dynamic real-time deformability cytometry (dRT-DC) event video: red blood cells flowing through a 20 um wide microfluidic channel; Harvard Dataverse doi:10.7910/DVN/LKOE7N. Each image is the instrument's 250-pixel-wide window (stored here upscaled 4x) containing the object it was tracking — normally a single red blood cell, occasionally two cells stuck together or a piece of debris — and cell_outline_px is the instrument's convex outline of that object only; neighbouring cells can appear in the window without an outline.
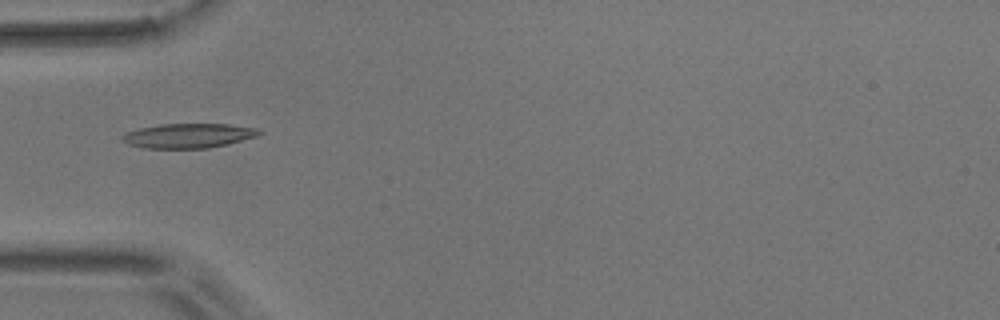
{"species": "common noctule bat (a hibernating species)", "species_latin": "Nyctalus noctula", "temperature_condition": "room temperature", "stored_images_in_passage": 5, "camera_frame_rate_fps": 3000, "um_per_image_px": 0.085, "animal": {"sex": "male", "body_mass_g": 17.9}, "frame": {"image": 1, "passage_image": 5, "time_ms": 5.333, "image_size_px": [1000, 320], "cell_outline_px": [[264, 132], [260, 136], [228, 144], [208, 148], [144, 148], [128, 144], [120, 140], [120, 136], [124, 132], [140, 128], [160, 124], [228, 124], [256, 128]], "centroid_in_image_um": [16.02, 11.53], "position_along_channel_um": 69.0, "area_um2": 19.83}}